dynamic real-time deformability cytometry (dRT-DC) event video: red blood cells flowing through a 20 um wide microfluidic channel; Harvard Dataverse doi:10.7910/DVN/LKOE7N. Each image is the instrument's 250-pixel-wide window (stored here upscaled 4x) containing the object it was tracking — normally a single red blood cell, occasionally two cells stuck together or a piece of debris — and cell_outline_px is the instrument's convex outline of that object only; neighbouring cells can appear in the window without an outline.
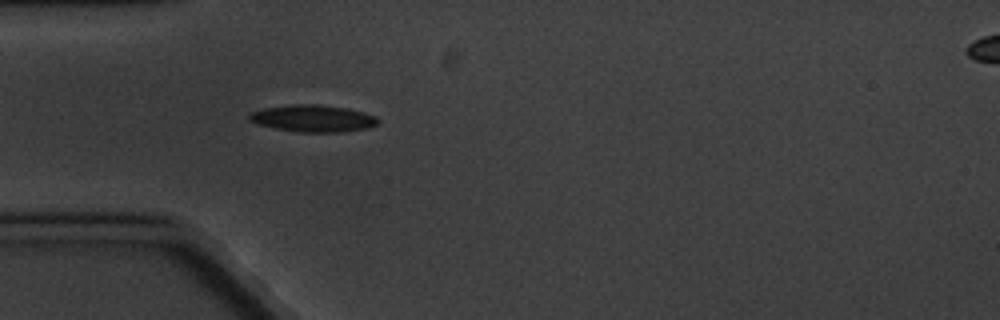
{"species": "common noctule bat (a hibernating species)", "species_latin": "Nyctalus noctula", "temperature_condition": "cold", "stored_images_in_passage": 1, "camera_frame_rate_fps": 3000, "um_per_image_px": 0.085, "animal": {"sex": "male", "body_mass_g": 20.1, "forearm_length_mm": 53.5}, "frame": {"image": 1, "passage_image": 1, "time_ms": 0.0, "image_size_px": [1000, 320], "cell_outline_px": [[380, 120], [376, 124], [364, 128], [344, 132], [300, 132], [276, 128], [256, 124], [248, 120], [248, 116], [252, 112], [260, 108], [292, 104], [316, 104], [348, 108], [364, 112], [376, 116]], "centroid_in_image_um": [26.57, 10.05], "position_along_channel_um": 58.4, "area_um2": 20.29}}